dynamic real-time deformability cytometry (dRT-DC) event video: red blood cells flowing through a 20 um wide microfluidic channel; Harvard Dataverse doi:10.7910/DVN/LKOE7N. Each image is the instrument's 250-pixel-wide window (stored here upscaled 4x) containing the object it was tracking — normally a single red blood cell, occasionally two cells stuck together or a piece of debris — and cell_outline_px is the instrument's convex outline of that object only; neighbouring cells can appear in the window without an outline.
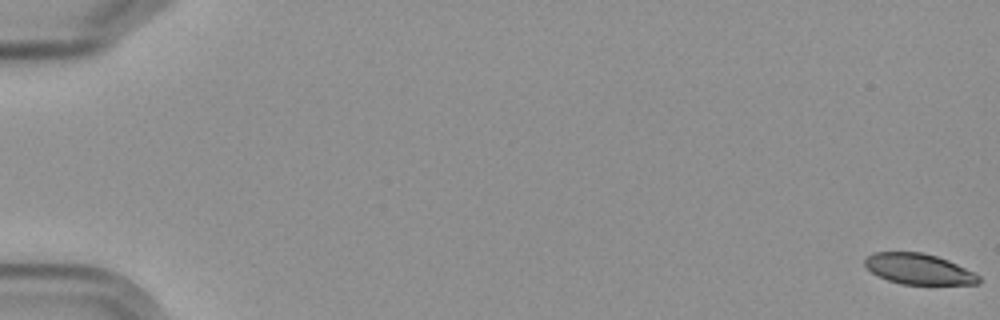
{"species": "Egyptian fruit bat (a non-hibernating species)", "species_latin": "Rousettus aegyptiacus", "temperature_condition": "cold", "stored_images_in_passage": 6, "camera_frame_rate_fps": 3000, "um_per_image_px": 0.085, "frame": {"image": 1, "passage_image": 1, "time_ms": 0.0, "image_size_px": [1000, 320], "cell_outline_px": [[980, 284], [900, 284], [888, 280], [872, 272], [864, 264], [864, 260], [868, 256], [876, 252], [924, 252], [948, 260], [980, 276]], "centroid_in_image_um": [78.09, 22.86], "position_along_channel_um": 6.9, "area_um2": 20.11}}
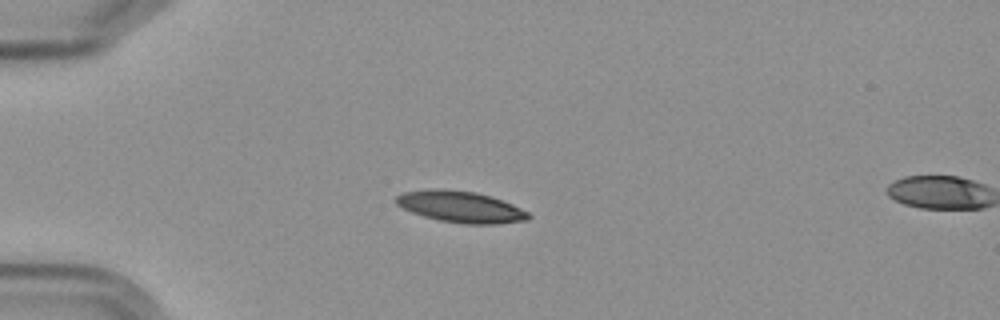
{"frame": {"image": 2, "passage_image": 5, "time_ms": 5.333, "image_size_px": [1000, 320], "cell_outline_px": [[532, 216], [528, 220], [496, 224], [464, 224], [440, 220], [424, 216], [412, 212], [396, 204], [396, 196], [404, 192], [476, 192], [512, 204], [528, 212]], "centroid_in_image_um": [39.25, 17.65], "position_along_channel_um": 45.7, "area_um2": 22.89}}